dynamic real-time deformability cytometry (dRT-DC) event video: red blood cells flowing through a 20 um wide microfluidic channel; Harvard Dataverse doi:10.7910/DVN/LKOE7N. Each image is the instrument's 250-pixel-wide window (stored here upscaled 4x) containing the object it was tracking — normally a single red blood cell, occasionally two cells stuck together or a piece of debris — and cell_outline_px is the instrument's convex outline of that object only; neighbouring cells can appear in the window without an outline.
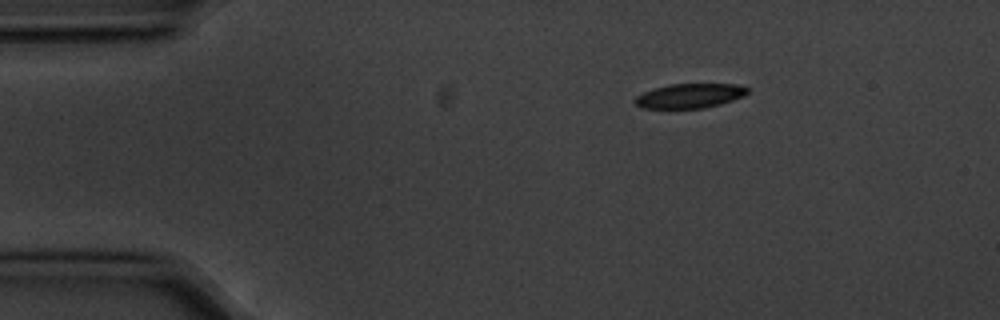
{"species": "common noctule bat (a hibernating species)", "species_latin": "Nyctalus noctula", "temperature_condition": "cold", "stored_images_in_passage": 3, "camera_frame_rate_fps": 3000, "um_per_image_px": 0.085, "animal": {"sex": "male", "body_mass_g": 20.1, "forearm_length_mm": 53.5}, "frame": {"image": 1, "passage_image": 3, "time_ms": 0.667, "image_size_px": [1000, 320], "cell_outline_px": [[748, 92], [744, 96], [720, 104], [704, 108], [640, 108], [632, 100], [636, 96], [644, 92], [668, 84], [736, 84], [748, 88]], "centroid_in_image_um": [58.61, 8.14], "position_along_channel_um": 26.4, "area_um2": 16.01}}